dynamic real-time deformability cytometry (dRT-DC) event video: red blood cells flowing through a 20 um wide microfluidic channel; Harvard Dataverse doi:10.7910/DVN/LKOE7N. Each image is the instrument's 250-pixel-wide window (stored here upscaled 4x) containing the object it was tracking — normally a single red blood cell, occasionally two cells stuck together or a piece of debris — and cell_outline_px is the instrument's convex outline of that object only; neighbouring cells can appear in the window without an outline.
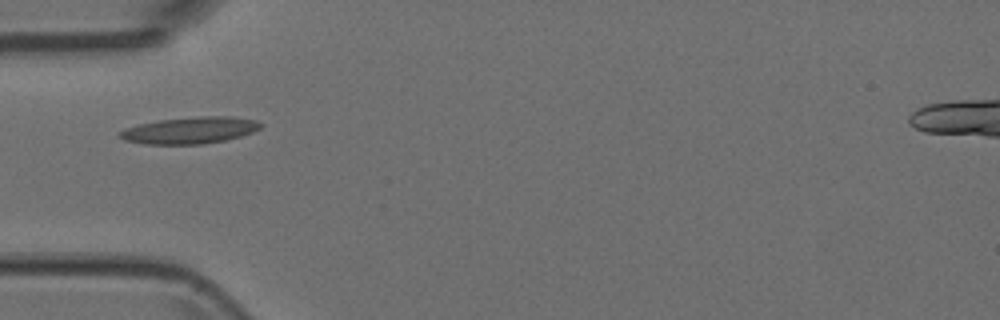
{"species": "Egyptian fruit bat (a non-hibernating species)", "species_latin": "Rousettus aegyptiacus", "temperature_condition": "room temperature", "stored_images_in_passage": 7, "camera_frame_rate_fps": 3000, "um_per_image_px": 0.085, "animal": {"sex": "female"}, "frame": {"image": 1, "passage_image": 4, "time_ms": 1.0, "image_size_px": [1000, 320], "cell_outline_px": [[264, 124], [260, 128], [252, 132], [240, 136], [224, 140], [204, 144], [144, 144], [124, 140], [120, 136], [120, 132], [128, 128], [140, 124], [160, 120], [200, 116], [232, 116], [256, 120]], "centroid_in_image_um": [16.2, 11.07], "position_along_channel_um": 68.8, "area_um2": 21.68}}
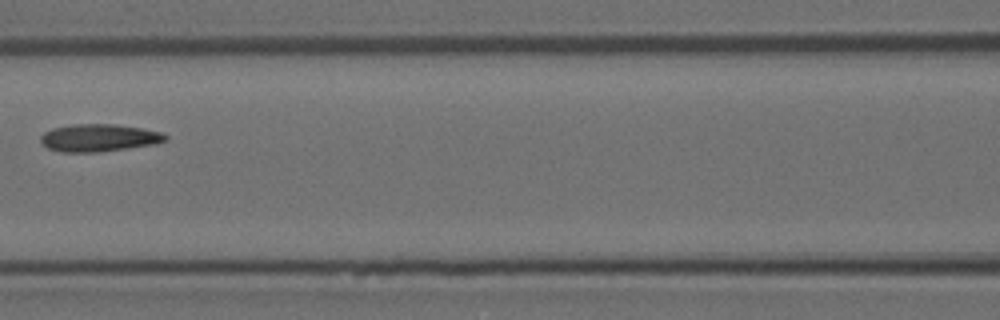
{"frame": {"image": 2, "passage_image": 6, "time_ms": 1.667, "image_size_px": [1000, 320], "cell_outline_px": [[168, 140], [156, 144], [100, 152], [60, 152], [48, 148], [40, 140], [40, 136], [44, 132], [52, 128], [72, 124], [116, 124], [144, 128], [160, 132], [168, 136]], "centroid_in_image_um": [8.43, 11.71], "position_along_channel_um": 158.2, "area_um2": 20.17}}
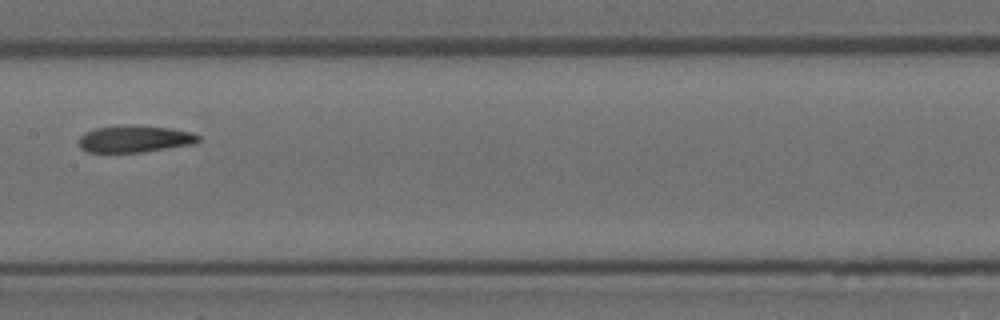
{"frame": {"image": 3, "passage_image": 7, "time_ms": 2.0, "image_size_px": [1000, 320], "cell_outline_px": [[200, 140], [196, 144], [144, 152], [88, 152], [80, 148], [80, 136], [84, 132], [96, 128], [124, 124], [140, 124], [172, 128], [192, 132], [200, 136]], "centroid_in_image_um": [11.5, 11.79], "position_along_channel_um": 195.9, "area_um2": 19.25}}